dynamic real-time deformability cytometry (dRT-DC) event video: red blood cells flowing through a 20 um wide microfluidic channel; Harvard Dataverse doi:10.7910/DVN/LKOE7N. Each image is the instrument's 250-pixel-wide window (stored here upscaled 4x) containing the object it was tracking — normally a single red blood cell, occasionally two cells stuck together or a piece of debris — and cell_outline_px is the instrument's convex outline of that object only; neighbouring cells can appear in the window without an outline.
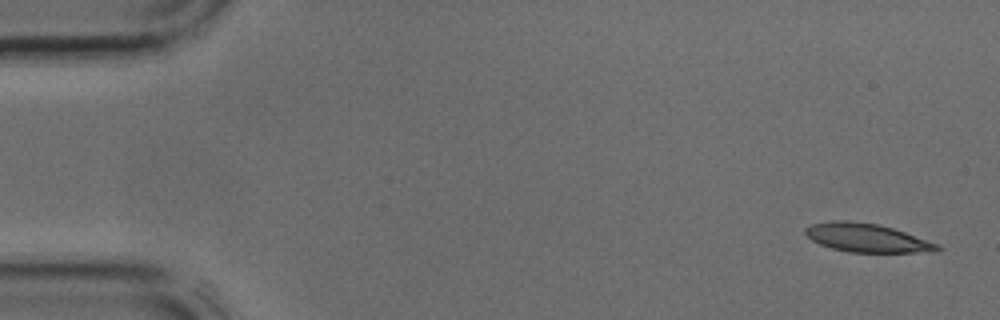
{"species": "common noctule bat (a hibernating species)", "species_latin": "Nyctalus noctula", "temperature_condition": "cold", "stored_images_in_passage": 4, "camera_frame_rate_fps": 3000, "um_per_image_px": 0.085, "animal": {"sex": "male", "body_mass_g": 17.9, "forearm_length_mm": 54.2}, "frame": {"image": 1, "passage_image": 1, "time_ms": 0.0, "image_size_px": [1000, 320], "cell_outline_px": [[944, 248], [936, 252], [848, 252], [832, 248], [820, 244], [812, 240], [804, 232], [804, 228], [812, 224], [832, 220], [848, 220], [880, 224], [940, 244]], "centroid_in_image_um": [73.71, 20.21], "position_along_channel_um": 11.3, "area_um2": 22.08}}
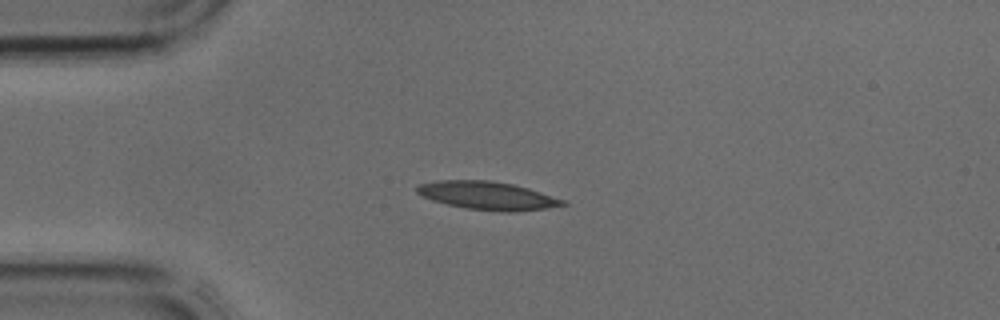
{"frame": {"image": 2, "passage_image": 3, "time_ms": 0.667, "image_size_px": [1000, 320], "cell_outline_px": [[568, 204], [548, 208], [512, 212], [504, 212], [468, 208], [448, 204], [432, 200], [416, 192], [416, 188], [420, 184], [436, 180], [488, 180], [512, 184], [528, 188], [564, 200]], "centroid_in_image_um": [41.44, 16.62], "position_along_channel_um": 43.6, "area_um2": 23.64}}